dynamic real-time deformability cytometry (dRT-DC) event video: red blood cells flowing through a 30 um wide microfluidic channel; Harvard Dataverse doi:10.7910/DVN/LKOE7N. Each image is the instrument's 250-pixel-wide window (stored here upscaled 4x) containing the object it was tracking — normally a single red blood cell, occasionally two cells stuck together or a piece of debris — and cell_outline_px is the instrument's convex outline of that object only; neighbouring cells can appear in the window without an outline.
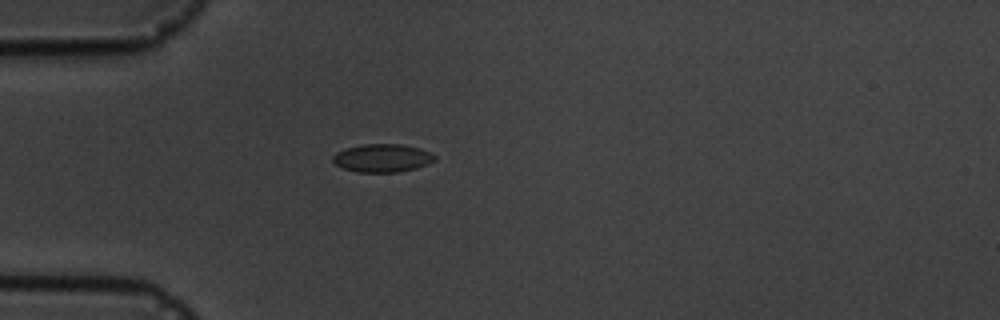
{"species": "common noctule bat (a hibernating species)", "species_latin": "Nyctalus noctula", "temperature_condition": "cold", "stored_images_in_passage": 3, "camera_frame_rate_fps": 3000, "um_per_image_px": 0.085, "animal": {"sex": "male", "body_mass_g": 19.5, "forearm_length_mm": 54.6}, "frame": {"image": 1, "passage_image": 1, "time_ms": 0.0, "image_size_px": [1000, 320], "cell_outline_px": [[436, 160], [428, 164], [416, 168], [400, 172], [356, 172], [344, 168], [336, 164], [332, 160], [332, 156], [336, 152], [348, 148], [364, 144], [400, 144], [420, 148], [436, 156]], "centroid_in_image_um": [32.51, 13.44], "position_along_channel_um": 52.5, "area_um2": 16.65}}
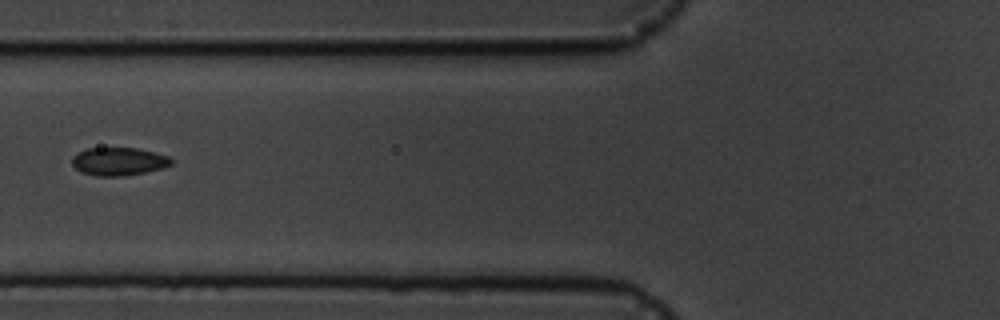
{"frame": {"image": 2, "passage_image": 3, "time_ms": 2.0, "image_size_px": [1000, 320], "cell_outline_px": [[172, 164], [160, 168], [144, 172], [124, 176], [96, 176], [80, 172], [72, 164], [72, 156], [76, 152], [88, 148], [136, 148], [156, 152], [168, 156], [172, 160]], "centroid_in_image_um": [10.05, 13.72], "position_along_channel_um": 115.8, "area_um2": 16.24}}